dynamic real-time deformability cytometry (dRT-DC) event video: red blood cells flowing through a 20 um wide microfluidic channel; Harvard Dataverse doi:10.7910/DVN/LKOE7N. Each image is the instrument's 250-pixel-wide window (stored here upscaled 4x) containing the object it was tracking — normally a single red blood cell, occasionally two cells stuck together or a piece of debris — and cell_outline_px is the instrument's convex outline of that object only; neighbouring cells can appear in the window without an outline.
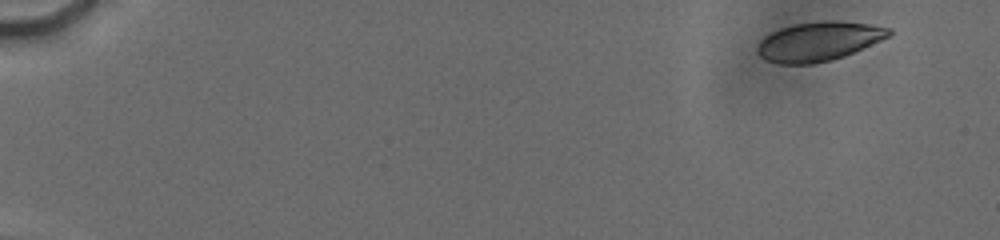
{"species": "human", "species_latin": "Homo sapiens", "temperature_condition": "cold", "stored_images_in_passage": 24, "camera_frame_rate_fps": 3000, "um_per_image_px": 0.085, "donor": {"sex": "male"}, "frame": {"image": 1, "passage_image": 8, "time_ms": 1.0, "image_size_px": [1000, 240], "cell_outline_px": [[892, 32], [888, 36], [880, 40], [844, 56], [832, 60], [812, 64], [780, 64], [768, 60], [760, 56], [756, 52], [756, 48], [760, 40], [764, 36], [780, 28], [796, 24], [832, 20], [868, 24], [892, 28]], "centroid_in_image_um": [69.56, 3.52], "position_along_channel_um": 15.4, "area_um2": 29.71}}